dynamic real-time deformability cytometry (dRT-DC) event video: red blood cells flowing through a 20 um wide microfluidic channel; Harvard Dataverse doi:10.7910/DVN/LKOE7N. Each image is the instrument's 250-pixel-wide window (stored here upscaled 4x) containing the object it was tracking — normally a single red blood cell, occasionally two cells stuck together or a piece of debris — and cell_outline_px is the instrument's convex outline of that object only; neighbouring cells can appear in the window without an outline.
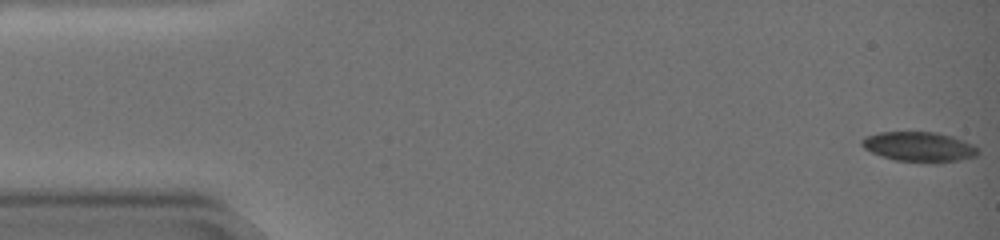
{"species": "common noctule bat (a hibernating species)", "species_latin": "Nyctalus noctula", "temperature_condition": "warm", "stored_images_in_passage": 59, "camera_frame_rate_fps": 3000, "um_per_image_px": 0.085, "animal": {"sex": "female", "body_mass_g": 19.0, "forearm_length_mm": 51.5}, "frame": {"image": 1, "passage_image": 1, "time_ms": 0.0, "image_size_px": [1000, 240], "cell_outline_px": [[980, 152], [976, 156], [960, 160], [936, 164], [896, 160], [880, 156], [864, 148], [860, 144], [860, 140], [864, 136], [880, 132], [936, 132], [952, 136], [964, 140], [980, 148]], "centroid_in_image_um": [78.15, 12.49], "position_along_channel_um": 6.9, "area_um2": 20.69}}
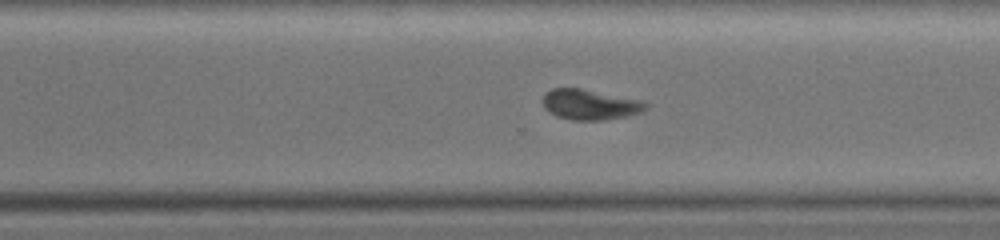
{"frame": {"image": 2, "passage_image": 42, "time_ms": 13.667, "image_size_px": [1000, 240], "cell_outline_px": [[648, 108], [640, 112], [628, 116], [608, 120], [572, 120], [556, 116], [548, 112], [544, 108], [544, 92], [552, 88], [580, 88], [640, 100], [648, 104]], "centroid_in_image_um": [50.13, 8.9], "position_along_channel_um": 320.5, "area_um2": 18.26}}
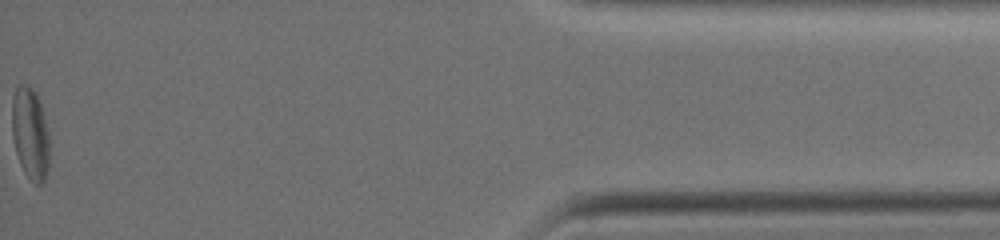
{"frame": {"image": 3, "passage_image": 59, "time_ms": 19.333, "image_size_px": [1000, 240], "cell_outline_px": [[48, 172], [44, 180], [40, 184], [36, 184], [24, 172], [20, 164], [16, 152], [12, 136], [12, 100], [16, 84], [24, 84], [32, 88], [36, 92], [40, 100], [48, 132]], "centroid_in_image_um": [2.56, 11.31], "position_along_channel_um": 432.6, "area_um2": 20.11}, "authors_computed_cell_mechanics": {"area_um2": 19.7098, "velocity_mm_per_s": 3.3224, "shape_relaxation_time_tau1_ms": 6.8989, "shape_relaxation_time_tau2_ms": 7.0368, "deformation_change_tau1": 0.132, "deformation_change_tau2": 0.1151}}